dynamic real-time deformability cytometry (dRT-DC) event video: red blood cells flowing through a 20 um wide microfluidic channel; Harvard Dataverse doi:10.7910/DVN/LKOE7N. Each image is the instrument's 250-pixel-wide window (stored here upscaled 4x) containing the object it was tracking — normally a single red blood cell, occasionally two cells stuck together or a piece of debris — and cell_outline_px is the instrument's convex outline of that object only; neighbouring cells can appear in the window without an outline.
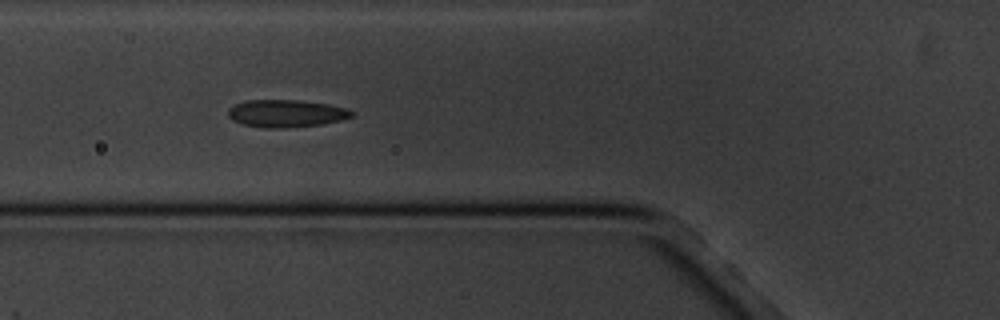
{"species": "common noctule bat (a hibernating species)", "species_latin": "Nyctalus noctula", "temperature_condition": "cold", "stored_images_in_passage": 7, "camera_frame_rate_fps": 3000, "um_per_image_px": 0.085, "animal": {"sex": "male", "body_mass_g": 20.1, "forearm_length_mm": 53.5}, "frame": {"image": 1, "passage_image": 5, "time_ms": 5.333, "image_size_px": [1000, 320], "cell_outline_px": [[356, 112], [352, 116], [340, 120], [324, 124], [288, 128], [264, 128], [244, 124], [232, 120], [228, 116], [228, 108], [244, 100], [300, 100], [328, 104], [348, 108]], "centroid_in_image_um": [24.34, 9.64], "position_along_channel_um": 101.5, "area_um2": 20.0}}
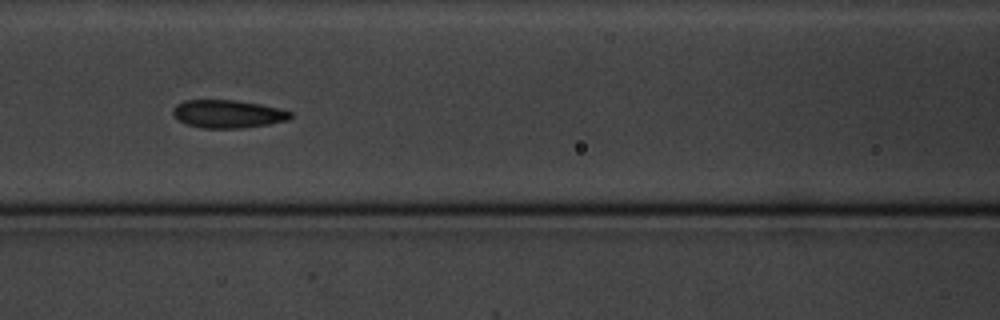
{"frame": {"image": 2, "passage_image": 6, "time_ms": 6.667, "image_size_px": [1000, 320], "cell_outline_px": [[292, 116], [288, 120], [268, 124], [240, 128], [200, 128], [184, 124], [172, 112], [176, 104], [184, 100], [236, 100], [260, 104], [280, 108], [292, 112]], "centroid_in_image_um": [19.37, 9.68], "position_along_channel_um": 147.2, "area_um2": 19.19}}
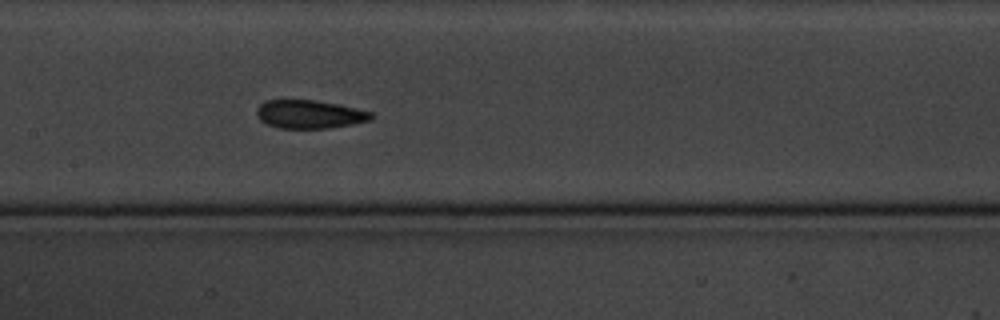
{"frame": {"image": 3, "passage_image": 7, "time_ms": 7.667, "image_size_px": [1000, 320], "cell_outline_px": [[372, 120], [352, 124], [328, 128], [280, 128], [268, 124], [260, 120], [256, 116], [256, 108], [264, 100], [316, 100], [336, 104], [372, 112]], "centroid_in_image_um": [26.27, 9.71], "position_along_channel_um": 181.1, "area_um2": 18.84}}